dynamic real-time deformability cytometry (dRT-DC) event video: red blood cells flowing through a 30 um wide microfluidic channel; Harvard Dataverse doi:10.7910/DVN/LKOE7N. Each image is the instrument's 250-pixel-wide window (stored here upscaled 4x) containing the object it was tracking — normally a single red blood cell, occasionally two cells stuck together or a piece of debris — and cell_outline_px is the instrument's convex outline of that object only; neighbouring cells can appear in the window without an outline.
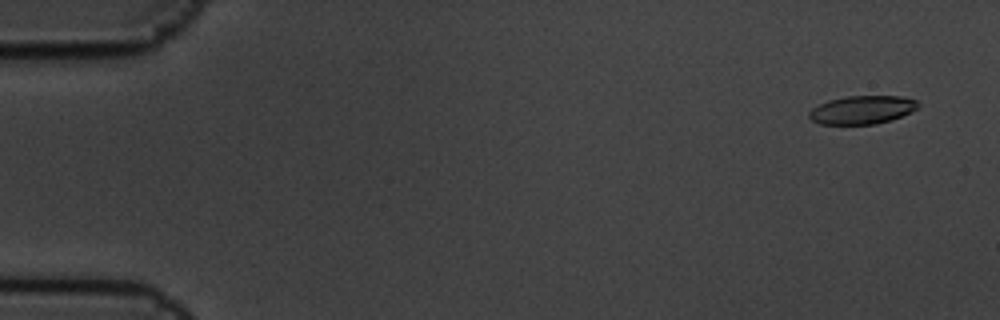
{"species": "common noctule bat (a hibernating species)", "species_latin": "Nyctalus noctula", "temperature_condition": "cold", "stored_images_in_passage": 9, "camera_frame_rate_fps": 3000, "um_per_image_px": 0.085, "animal": {"sex": "male", "body_mass_g": 19.5, "forearm_length_mm": 54.6}, "frame": {"image": 1, "passage_image": 1, "time_ms": 0.0, "image_size_px": [1000, 320], "cell_outline_px": [[920, 104], [912, 112], [892, 120], [876, 124], [820, 124], [812, 120], [808, 116], [808, 112], [812, 108], [828, 100], [848, 96], [900, 96], [916, 100]], "centroid_in_image_um": [73.29, 9.34], "position_along_channel_um": 11.7, "area_um2": 18.03}}
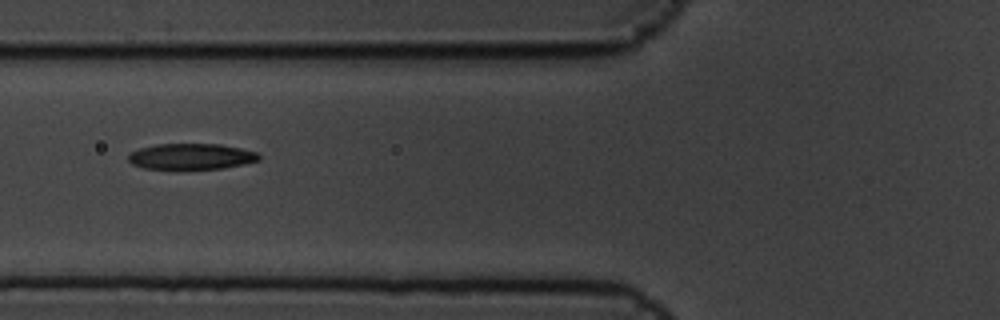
{"frame": {"image": 2, "passage_image": 7, "time_ms": 2.0, "image_size_px": [1000, 320], "cell_outline_px": [[260, 160], [244, 164], [224, 168], [184, 172], [180, 172], [144, 168], [132, 164], [128, 160], [128, 156], [132, 152], [140, 148], [156, 144], [220, 144], [240, 148], [256, 152], [260, 156]], "centroid_in_image_um": [16.23, 13.35], "position_along_channel_um": 109.6, "area_um2": 20.63}}
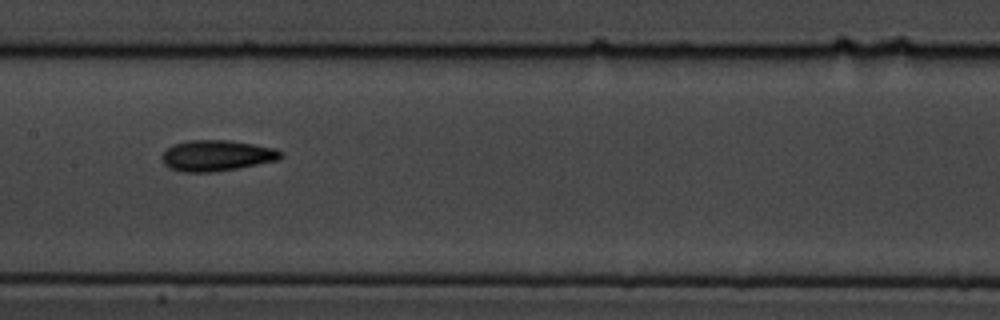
{"frame": {"image": 3, "passage_image": 9, "time_ms": 2.667, "image_size_px": [1000, 320], "cell_outline_px": [[284, 156], [280, 160], [236, 168], [212, 172], [180, 172], [168, 168], [164, 164], [160, 156], [172, 144], [188, 140], [228, 140], [276, 148], [284, 152]], "centroid_in_image_um": [18.42, 13.22], "position_along_channel_um": 189.0, "area_um2": 21.62}}